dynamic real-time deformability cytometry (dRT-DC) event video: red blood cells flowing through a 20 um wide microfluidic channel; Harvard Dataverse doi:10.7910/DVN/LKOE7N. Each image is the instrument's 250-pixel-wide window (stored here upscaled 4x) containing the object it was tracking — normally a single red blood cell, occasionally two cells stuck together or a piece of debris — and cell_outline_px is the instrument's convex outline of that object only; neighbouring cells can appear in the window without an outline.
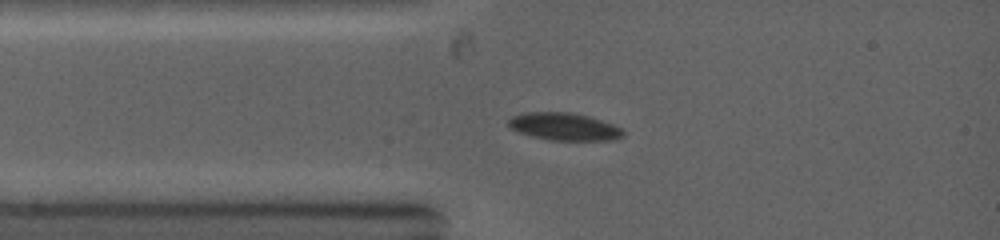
{"species": "common noctule bat (a hibernating species)", "species_latin": "Nyctalus noctula", "temperature_condition": "warm", "stored_images_in_passage": 36, "camera_frame_rate_fps": 5000, "um_per_image_px": 0.085, "animal": {"sex": "female", "body_mass_g": 19.0, "forearm_length_mm": 53.3}, "frame": {"image": 1, "passage_image": 1, "time_ms": 0.0, "image_size_px": [1000, 240], "cell_outline_px": [[624, 136], [616, 140], [548, 140], [532, 136], [508, 128], [508, 120], [512, 116], [528, 112], [568, 112], [588, 116], [612, 124], [620, 128], [624, 132]], "centroid_in_image_um": [47.94, 10.77], "position_along_channel_um": 37.1, "area_um2": 18.32}}
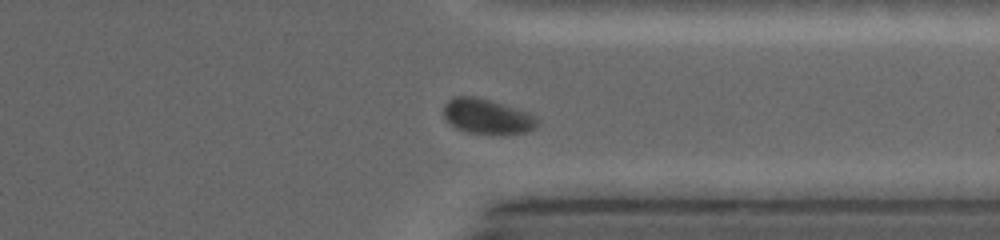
{"frame": {"image": 2, "passage_image": 25, "time_ms": 7.6, "image_size_px": [1000, 240], "cell_outline_px": [[536, 128], [524, 132], [468, 132], [456, 128], [444, 116], [444, 104], [452, 96], [476, 96], [528, 112], [536, 116]], "centroid_in_image_um": [41.36, 9.85], "position_along_channel_um": 370.0, "area_um2": 18.44}}
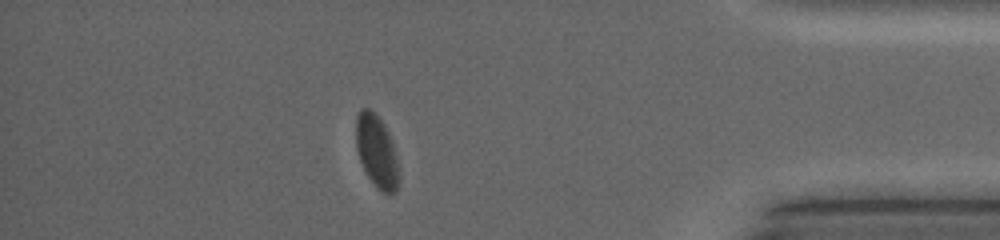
{"frame": {"image": 3, "passage_image": 31, "time_ms": 9.2, "image_size_px": [1000, 240], "cell_outline_px": [[400, 184], [396, 192], [384, 192], [368, 176], [360, 160], [356, 148], [356, 116], [360, 108], [368, 108], [376, 112], [384, 124], [388, 132], [396, 156], [400, 176]], "centroid_in_image_um": [32.02, 12.82], "position_along_channel_um": 403.2, "area_um2": 18.03}}